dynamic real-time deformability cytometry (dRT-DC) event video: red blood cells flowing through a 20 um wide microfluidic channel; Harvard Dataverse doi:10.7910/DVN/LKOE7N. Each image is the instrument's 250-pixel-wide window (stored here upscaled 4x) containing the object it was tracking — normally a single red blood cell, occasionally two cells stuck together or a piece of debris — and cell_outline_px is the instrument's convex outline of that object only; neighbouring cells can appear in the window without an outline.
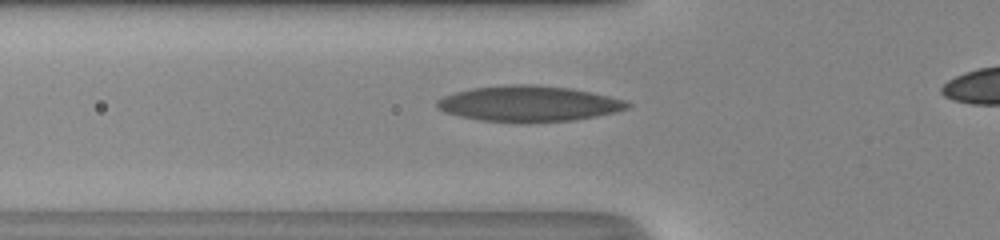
{"species": "human", "species_latin": "Homo sapiens", "temperature_condition": "room temperature", "stored_images_in_passage": 30, "camera_frame_rate_fps": 3000, "um_per_image_px": 0.085, "donor": {"sex": "male"}, "frame": {"image": 1, "passage_image": 4, "time_ms": 1.0, "image_size_px": [1000, 240], "cell_outline_px": [[632, 104], [628, 108], [616, 112], [596, 116], [572, 120], [528, 124], [480, 120], [460, 116], [444, 112], [436, 108], [436, 100], [444, 96], [456, 92], [472, 88], [508, 84], [532, 84], [568, 88], [608, 96], [624, 100]], "centroid_in_image_um": [44.91, 8.83], "position_along_channel_um": 80.9, "area_um2": 39.88}}
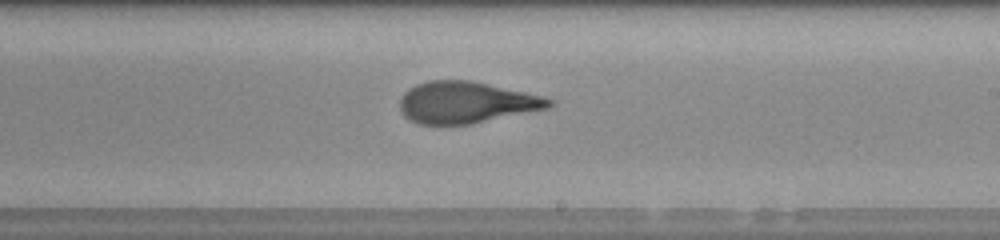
{"frame": {"image": 2, "passage_image": 16, "time_ms": 5.0, "image_size_px": [1000, 240], "cell_outline_px": [[556, 104], [548, 108], [472, 124], [420, 124], [408, 120], [404, 116], [400, 108], [400, 100], [404, 92], [408, 88], [416, 84], [428, 80], [472, 80], [524, 92], [540, 96], [552, 100]], "centroid_in_image_um": [39.59, 8.7], "position_along_channel_um": 249.4, "area_um2": 36.13}}
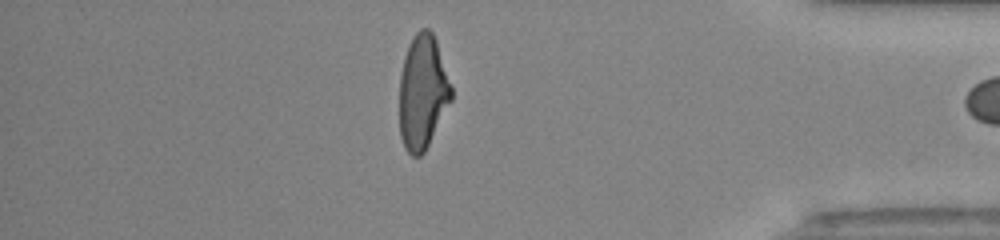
{"frame": {"image": 3, "passage_image": 29, "time_ms": 9.333, "image_size_px": [1000, 240], "cell_outline_px": [[452, 100], [424, 152], [420, 156], [412, 156], [404, 148], [400, 136], [400, 72], [404, 56], [408, 44], [412, 36], [420, 28], [428, 28], [432, 32], [436, 40], [452, 88]], "centroid_in_image_um": [35.91, 7.81], "position_along_channel_um": 399.3, "area_um2": 34.62}}